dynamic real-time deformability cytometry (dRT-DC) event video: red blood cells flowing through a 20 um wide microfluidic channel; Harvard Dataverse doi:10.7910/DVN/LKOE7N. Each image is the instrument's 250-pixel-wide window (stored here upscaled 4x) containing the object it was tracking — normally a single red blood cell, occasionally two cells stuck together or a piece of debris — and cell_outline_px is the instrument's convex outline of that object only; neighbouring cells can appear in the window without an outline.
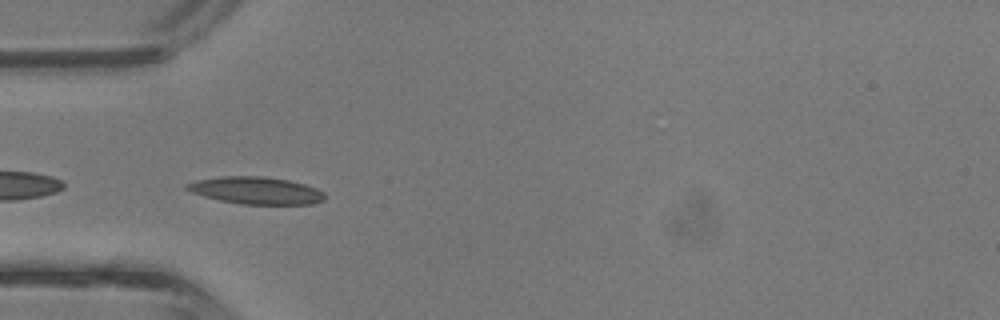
{"species": "common noctule bat (a hibernating species)", "species_latin": "Nyctalus noctula", "temperature_condition": "room temperature", "stored_images_in_passage": 22, "camera_frame_rate_fps": 3000, "um_per_image_px": 0.085, "animal": {"sex": "male", "body_mass_g": 13.3}, "frame": {"image": 1, "passage_image": 1, "time_ms": 0.0, "image_size_px": [1000, 320], "cell_outline_px": [[324, 200], [312, 204], [240, 204], [220, 200], [204, 196], [192, 192], [184, 188], [184, 184], [196, 180], [220, 176], [264, 176], [288, 180], [304, 184], [316, 188], [324, 192]], "centroid_in_image_um": [21.74, 16.18], "position_along_channel_um": 63.3, "area_um2": 21.91}}
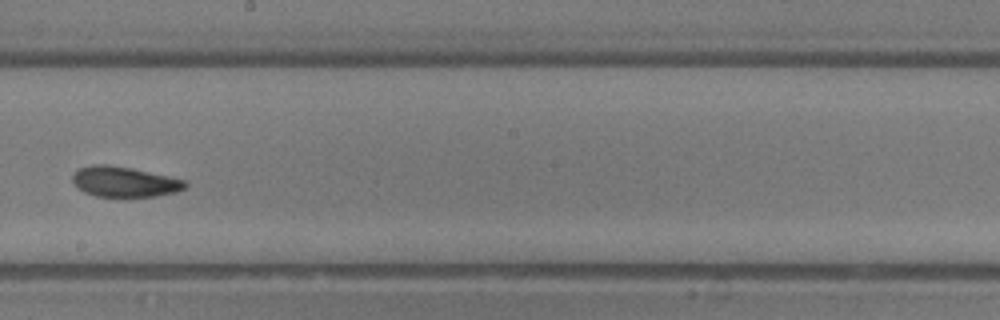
{"frame": {"image": 2, "passage_image": 12, "time_ms": 3.667, "image_size_px": [1000, 320], "cell_outline_px": [[188, 184], [184, 188], [176, 192], [156, 196], [96, 196], [84, 192], [72, 180], [72, 176], [76, 168], [92, 164], [108, 164], [132, 168], [168, 176], [184, 180]], "centroid_in_image_um": [10.55, 15.43], "position_along_channel_um": 237.7, "area_um2": 19.83}}
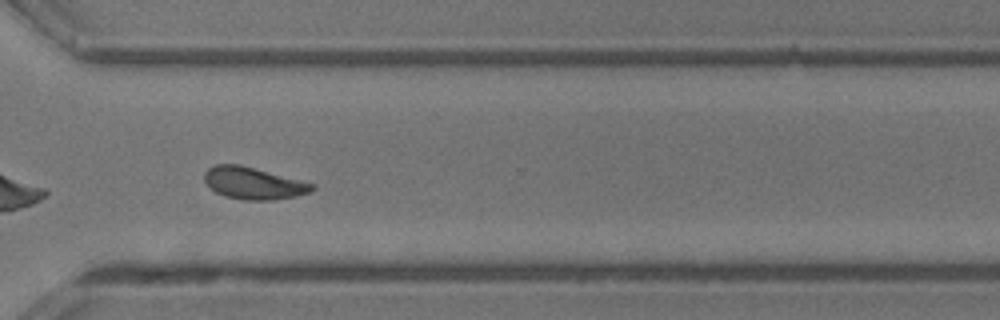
{"frame": {"image": 3, "passage_image": 19, "time_ms": 6.0, "image_size_px": [1000, 320], "cell_outline_px": [[316, 188], [308, 192], [296, 196], [272, 200], [244, 200], [224, 196], [216, 192], [204, 180], [204, 172], [208, 168], [216, 164], [240, 164], [316, 184]], "centroid_in_image_um": [21.54, 15.57], "position_along_channel_um": 349.1, "area_um2": 20.06}, "authors_computed_cell_mechanics": {"area_um2": 19.6809, "velocity_mm_per_s": 4.7852, "shape_relaxation_time_tau1_ms": 2.4508, "shape_relaxation_time_tau2_ms": 2.0221, "deformation_change_tau1": 0.1145, "deformation_change_tau2": 0.0841}}